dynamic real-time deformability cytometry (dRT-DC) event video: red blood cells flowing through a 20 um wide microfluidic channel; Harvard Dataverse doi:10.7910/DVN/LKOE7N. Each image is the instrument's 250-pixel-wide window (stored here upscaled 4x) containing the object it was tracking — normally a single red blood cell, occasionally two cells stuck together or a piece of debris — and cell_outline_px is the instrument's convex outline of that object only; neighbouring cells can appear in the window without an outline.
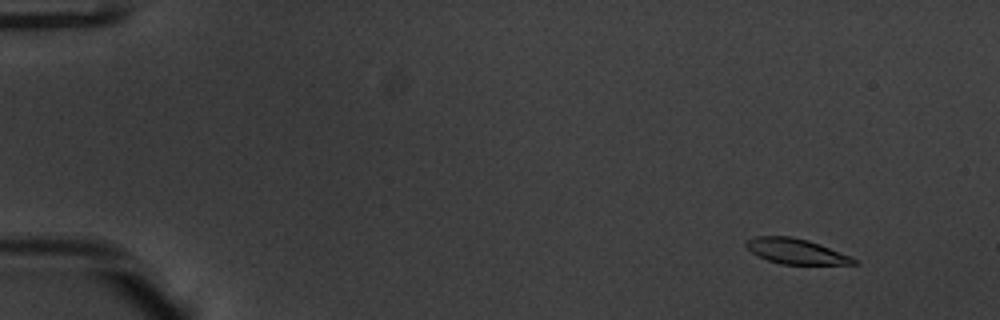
{"species": "common noctule bat (a hibernating species)", "species_latin": "Nyctalus noctula", "temperature_condition": "warm", "stored_images_in_passage": 55, "camera_frame_rate_fps": 3000, "um_per_image_px": 0.085, "animal": {"sex": "male", "body_mass_g": 20.1, "forearm_length_mm": 53.5}, "frame": {"image": 1, "passage_image": 6, "time_ms": 1.667, "image_size_px": [1000, 320], "cell_outline_px": [[860, 264], [780, 264], [756, 256], [744, 244], [744, 240], [756, 236], [792, 236], [808, 240], [820, 244], [852, 256], [860, 260]], "centroid_in_image_um": [67.68, 21.36], "position_along_channel_um": 17.3, "area_um2": 16.13}}
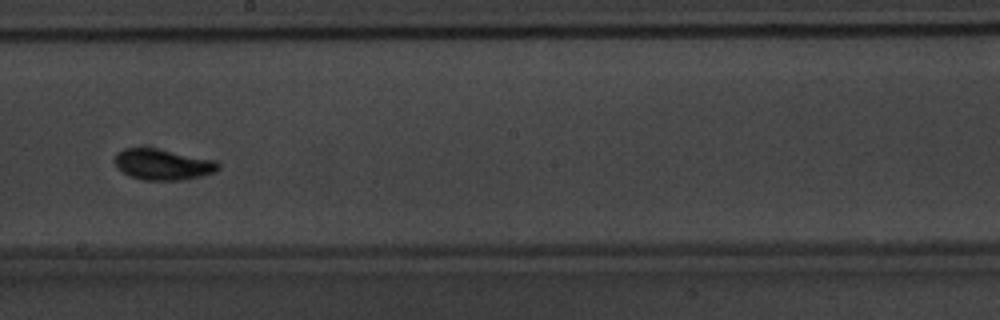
{"frame": {"image": 2, "passage_image": 33, "time_ms": 10.667, "image_size_px": [1000, 320], "cell_outline_px": [[220, 168], [216, 172], [184, 180], [144, 180], [132, 176], [124, 172], [112, 160], [112, 156], [116, 152], [124, 148], [156, 148], [216, 160], [220, 164]], "centroid_in_image_um": [13.85, 13.97], "position_along_channel_um": 234.4, "area_um2": 18.73}}
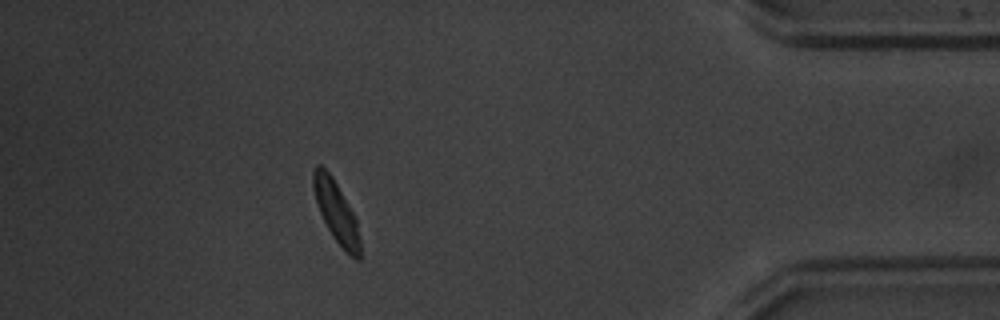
{"frame": {"image": 3, "passage_image": 50, "time_ms": 16.333, "image_size_px": [1000, 320], "cell_outline_px": [[360, 260], [356, 260], [332, 236], [320, 212], [312, 188], [312, 172], [316, 164], [320, 164], [332, 176], [352, 212], [356, 220], [360, 240]], "centroid_in_image_um": [28.55, 17.96], "position_along_channel_um": 406.7, "area_um2": 16.24}, "authors_computed_cell_mechanics": {"area_um2": 16.8776, "velocity_mm_per_s": 3.7719, "shape_relaxation_time_tau1_ms": 2.1788, "shape_relaxation_time_tau2_ms": 1.3235, "deformation_change_tau1": 0.1759, "deformation_change_tau2": 0.0746}}